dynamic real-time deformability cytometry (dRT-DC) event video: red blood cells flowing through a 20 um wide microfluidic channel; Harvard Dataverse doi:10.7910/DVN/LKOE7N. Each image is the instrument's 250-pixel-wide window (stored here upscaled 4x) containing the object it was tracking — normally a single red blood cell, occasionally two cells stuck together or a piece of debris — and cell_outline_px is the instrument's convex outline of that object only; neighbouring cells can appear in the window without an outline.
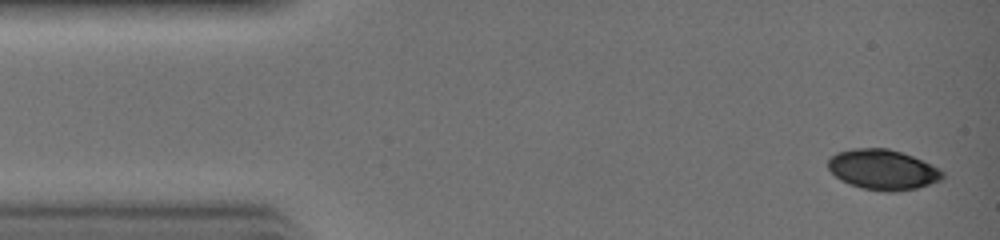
{"species": "common noctule bat (a hibernating species)", "species_latin": "Nyctalus noctula", "temperature_condition": "warm", "stored_images_in_passage": 31, "camera_frame_rate_fps": 3000, "um_per_image_px": 0.085, "animal": {"sex": "female", "body_mass_g": 19.0, "forearm_length_mm": 51.5}, "frame": {"image": 1, "passage_image": 1, "time_ms": 0.0, "image_size_px": [1000, 240], "cell_outline_px": [[944, 176], [940, 180], [916, 188], [888, 192], [864, 188], [840, 180], [828, 168], [828, 160], [836, 152], [852, 148], [888, 148], [912, 156], [940, 168], [944, 172]], "centroid_in_image_um": [75.03, 14.4], "position_along_channel_um": 10.0, "area_um2": 26.53}}
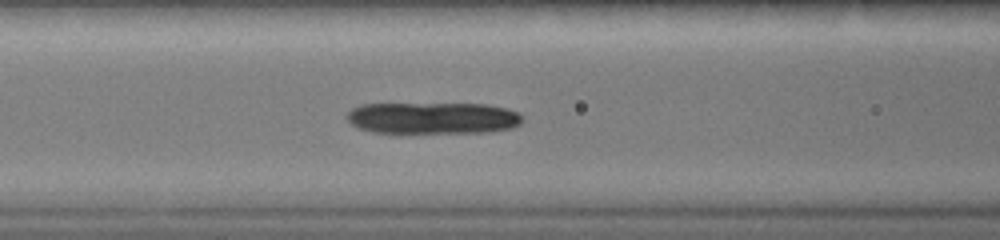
{"frame": {"image": 2, "passage_image": 12, "time_ms": 3.667, "image_size_px": [1000, 240], "cell_outline_px": [[524, 116], [520, 124], [512, 128], [488, 132], [372, 132], [360, 128], [352, 124], [344, 116], [352, 108], [360, 104], [484, 104], [508, 108], [520, 112]], "centroid_in_image_um": [36.82, 10.02], "position_along_channel_um": 129.8, "area_um2": 32.43}}
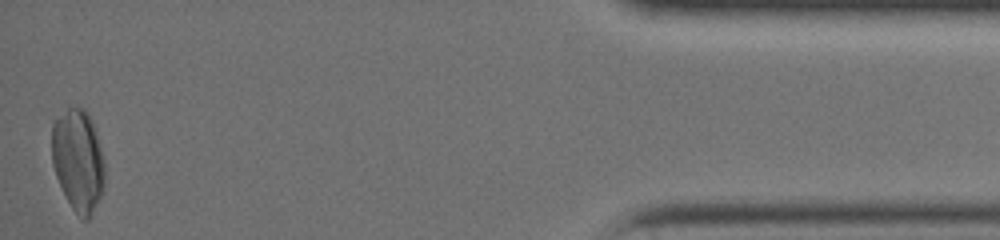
{"frame": {"image": 3, "passage_image": 31, "time_ms": 10.0, "image_size_px": [1000, 240], "cell_outline_px": [[104, 192], [88, 220], [84, 220], [72, 208], [56, 176], [52, 164], [52, 124], [68, 108], [84, 108], [88, 112], [92, 120], [96, 132], [104, 160]], "centroid_in_image_um": [6.66, 13.63], "position_along_channel_um": 428.5, "area_um2": 31.33}}